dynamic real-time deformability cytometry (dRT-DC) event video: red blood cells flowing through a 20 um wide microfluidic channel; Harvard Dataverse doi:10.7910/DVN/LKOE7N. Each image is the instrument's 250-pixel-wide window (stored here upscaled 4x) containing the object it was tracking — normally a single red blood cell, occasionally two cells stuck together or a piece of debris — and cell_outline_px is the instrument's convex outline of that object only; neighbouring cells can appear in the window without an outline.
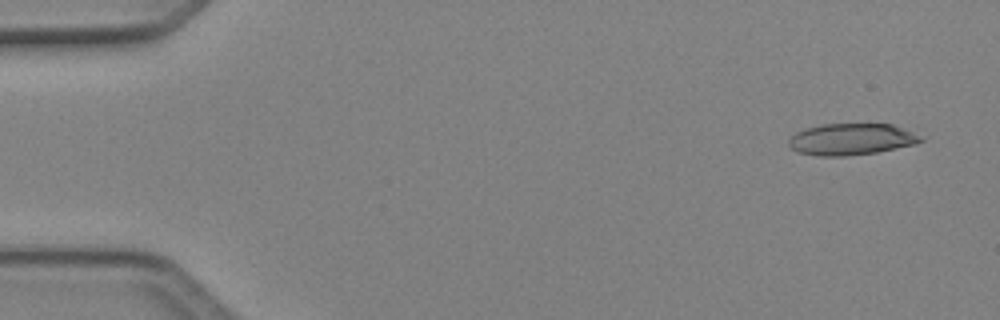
{"species": "Egyptian fruit bat (a non-hibernating species)", "species_latin": "Rousettus aegyptiacus", "temperature_condition": "cold", "stored_images_in_passage": 5, "camera_frame_rate_fps": 3000, "um_per_image_px": 0.085, "animal": {"sex": "female"}, "frame": {"image": 1, "passage_image": 1, "time_ms": 0.0, "image_size_px": [1000, 320], "cell_outline_px": [[924, 140], [916, 144], [876, 152], [844, 156], [816, 156], [796, 152], [788, 144], [788, 140], [796, 132], [804, 128], [820, 124], [892, 124], [912, 132]], "centroid_in_image_um": [72.3, 11.84], "position_along_channel_um": 12.7, "area_um2": 24.22}}
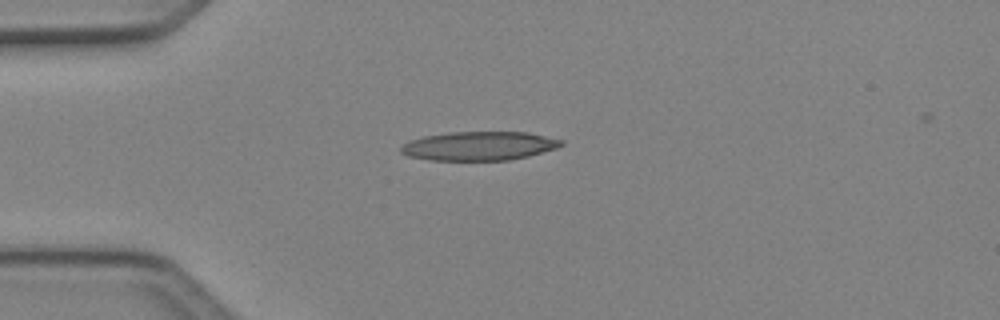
{"frame": {"image": 2, "passage_image": 4, "time_ms": 1.0, "image_size_px": [1000, 320], "cell_outline_px": [[564, 144], [556, 148], [528, 156], [508, 160], [432, 160], [408, 156], [400, 152], [400, 148], [404, 144], [412, 140], [424, 136], [448, 132], [528, 132], [564, 140]], "centroid_in_image_um": [40.74, 12.4], "position_along_channel_um": 44.3, "area_um2": 26.88}}